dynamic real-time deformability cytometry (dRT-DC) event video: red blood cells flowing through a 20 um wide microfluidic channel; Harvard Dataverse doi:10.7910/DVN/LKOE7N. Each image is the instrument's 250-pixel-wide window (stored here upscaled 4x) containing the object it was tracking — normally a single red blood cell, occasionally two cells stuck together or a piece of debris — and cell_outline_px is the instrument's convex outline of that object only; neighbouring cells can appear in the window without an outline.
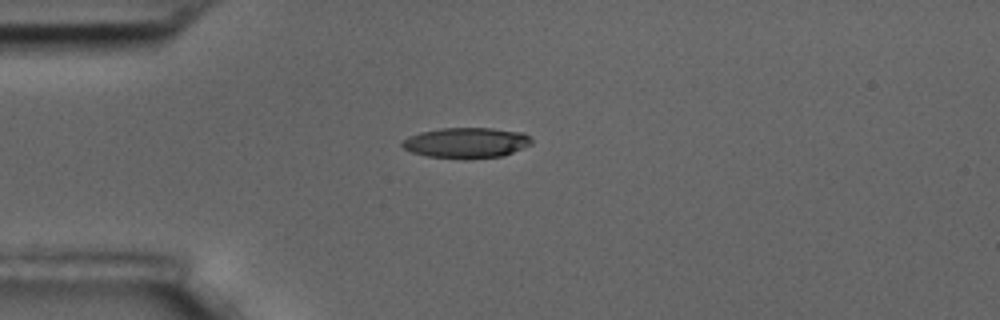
{"species": "common noctule bat (a hibernating species)", "species_latin": "Nyctalus noctula", "temperature_condition": "room temperature", "stored_images_in_passage": 10, "camera_frame_rate_fps": 3000, "um_per_image_px": 0.085, "animal": {"sex": "male", "body_mass_g": 17.5, "forearm_length_mm": 52.3}, "frame": {"image": 1, "passage_image": 1, "time_ms": 0.0, "image_size_px": [1000, 320], "cell_outline_px": [[532, 144], [504, 156], [464, 160], [428, 156], [412, 152], [404, 148], [400, 144], [408, 136], [420, 132], [440, 128], [492, 128], [524, 132], [532, 140]], "centroid_in_image_um": [39.65, 12.14], "position_along_channel_um": 45.3, "area_um2": 23.29}}
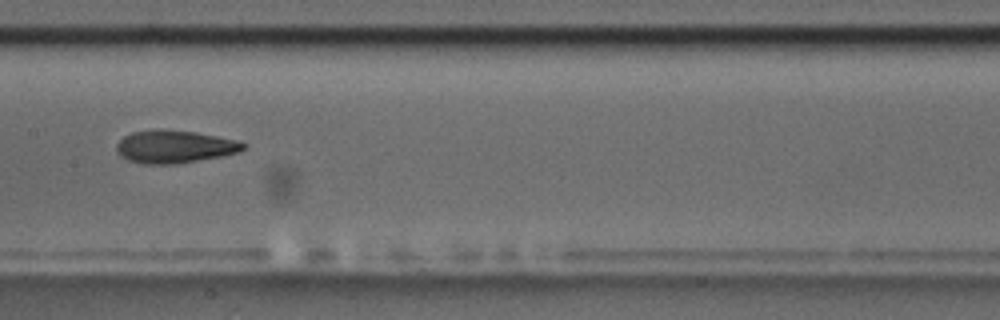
{"frame": {"image": 2, "passage_image": 5, "time_ms": 1.333, "image_size_px": [1000, 320], "cell_outline_px": [[248, 144], [240, 152], [220, 156], [176, 164], [144, 164], [128, 160], [120, 156], [116, 152], [116, 144], [124, 136], [132, 132], [196, 132], [240, 140]], "centroid_in_image_um": [14.88, 12.51], "position_along_channel_um": 192.5, "area_um2": 23.58}}
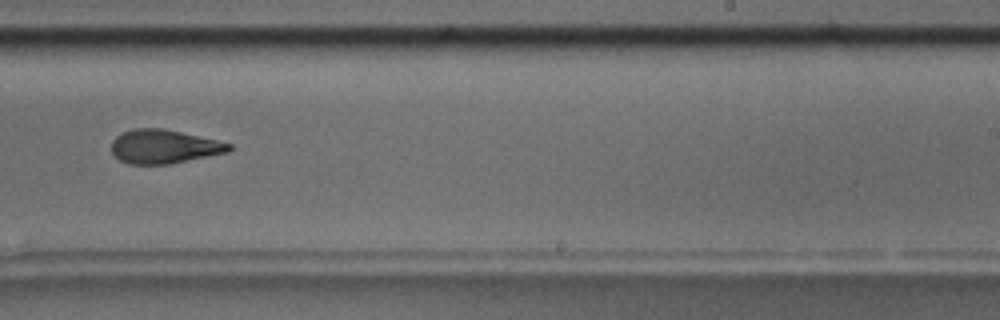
{"frame": {"image": 3, "passage_image": 7, "time_ms": 2.0, "image_size_px": [1000, 320], "cell_outline_px": [[232, 148], [228, 152], [172, 164], [128, 164], [120, 160], [112, 152], [112, 140], [116, 136], [132, 128], [164, 128], [216, 140], [232, 144]], "centroid_in_image_um": [13.93, 12.46], "position_along_channel_um": 275.1, "area_um2": 23.18}}